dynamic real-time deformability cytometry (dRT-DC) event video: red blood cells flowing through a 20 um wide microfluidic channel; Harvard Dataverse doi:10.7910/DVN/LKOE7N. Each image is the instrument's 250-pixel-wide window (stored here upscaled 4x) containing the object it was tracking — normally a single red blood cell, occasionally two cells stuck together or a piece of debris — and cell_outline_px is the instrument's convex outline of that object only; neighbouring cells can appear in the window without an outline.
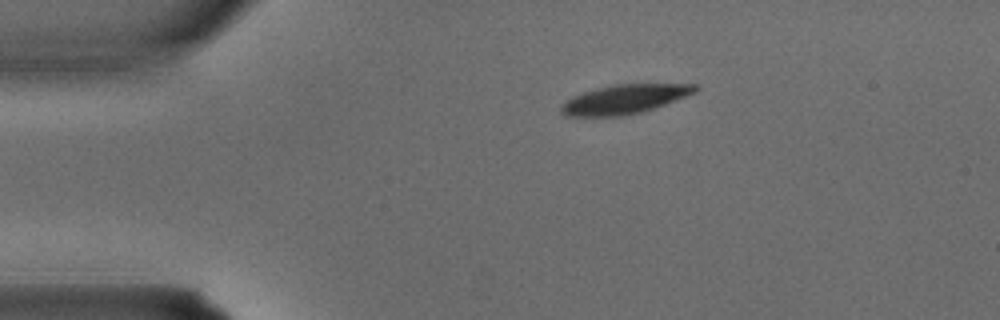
{"species": "common noctule bat (a hibernating species)", "species_latin": "Nyctalus noctula", "temperature_condition": "warm", "stored_images_in_passage": 2, "camera_frame_rate_fps": 3000, "um_per_image_px": 0.085, "animal": {"sex": "male", "body_mass_g": 15.6}, "frame": {"image": 1, "passage_image": 2, "time_ms": 0.333, "image_size_px": [1000, 320], "cell_outline_px": [[700, 88], [696, 92], [664, 104], [640, 112], [624, 116], [564, 116], [560, 112], [560, 108], [572, 96], [596, 88], [616, 84], [700, 84]], "centroid_in_image_um": [53.09, 8.43], "position_along_channel_um": 31.9, "area_um2": 22.54}}